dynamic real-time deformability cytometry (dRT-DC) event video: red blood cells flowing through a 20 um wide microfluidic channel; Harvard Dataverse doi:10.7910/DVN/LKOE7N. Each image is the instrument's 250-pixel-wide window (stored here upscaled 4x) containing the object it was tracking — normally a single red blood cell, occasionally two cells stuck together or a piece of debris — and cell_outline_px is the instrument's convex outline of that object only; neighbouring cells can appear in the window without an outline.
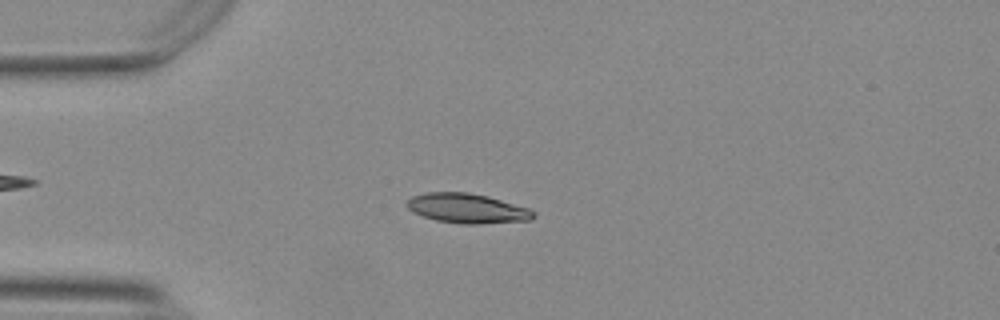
{"species": "Egyptian fruit bat (a non-hibernating species)", "species_latin": "Rousettus aegyptiacus", "temperature_condition": "warm", "stored_images_in_passage": 30, "camera_frame_rate_fps": 3000, "um_per_image_px": 0.085, "animal": {"sex": "female"}, "frame": {"image": 1, "passage_image": 1, "time_ms": 0.0, "image_size_px": [1000, 320], "cell_outline_px": [[536, 216], [532, 220], [476, 224], [464, 224], [436, 220], [424, 216], [408, 208], [408, 200], [412, 196], [428, 192], [468, 192], [488, 196], [528, 208], [536, 212]], "centroid_in_image_um": [39.77, 17.71], "position_along_channel_um": 45.2, "area_um2": 21.68}}
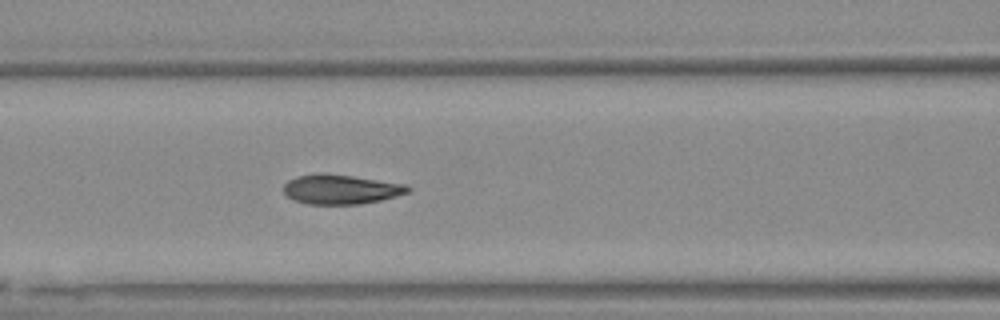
{"frame": {"image": 2, "passage_image": 10, "time_ms": 3.0, "image_size_px": [1000, 320], "cell_outline_px": [[412, 188], [408, 192], [396, 196], [380, 200], [360, 204], [304, 204], [292, 200], [284, 192], [284, 184], [288, 180], [296, 176], [320, 172], [352, 176], [408, 184]], "centroid_in_image_um": [28.96, 16.08], "position_along_channel_um": 137.6, "area_um2": 21.62}}
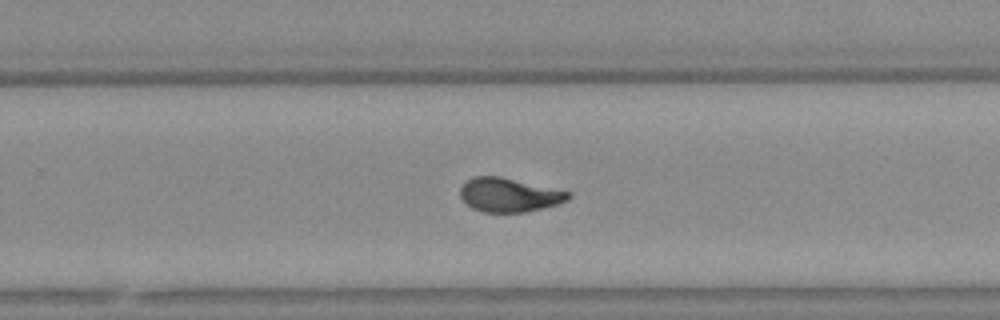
{"frame": {"image": 3, "passage_image": 22, "time_ms": 7.0, "image_size_px": [1000, 320], "cell_outline_px": [[572, 196], [568, 200], [560, 204], [524, 212], [484, 212], [472, 208], [460, 196], [460, 188], [468, 180], [476, 176], [500, 176], [572, 192]], "centroid_in_image_um": [43.32, 16.57], "position_along_channel_um": 286.5, "area_um2": 21.33}, "authors_computed_cell_mechanics": {"area_um2": 21.6172, "velocity_mm_per_s": 3.7402, "shape_relaxation_time_tau1_ms": 3.976, "shape_relaxation_time_tau2_ms": 1.0073, "deformation_change_tau1": 0.1942, "deformation_change_tau2": 0.0728}}